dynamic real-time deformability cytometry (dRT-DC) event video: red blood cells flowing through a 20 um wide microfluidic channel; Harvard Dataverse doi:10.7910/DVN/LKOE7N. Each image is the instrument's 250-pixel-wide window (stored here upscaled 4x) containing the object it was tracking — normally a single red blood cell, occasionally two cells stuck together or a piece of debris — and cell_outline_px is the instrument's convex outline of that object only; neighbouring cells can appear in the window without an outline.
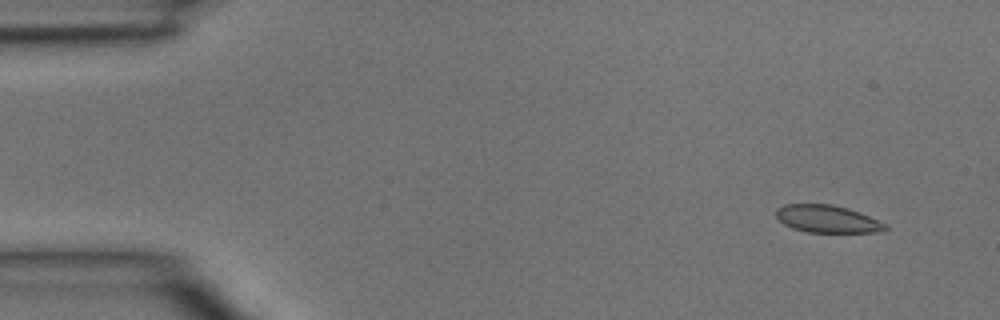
{"species": "common noctule bat (a hibernating species)", "species_latin": "Nyctalus noctula", "temperature_condition": "room temperature", "stored_images_in_passage": 5, "camera_frame_rate_fps": 3000, "um_per_image_px": 0.085, "animal": {"sex": "male", "body_mass_g": 15.6}, "frame": {"image": 1, "passage_image": 2, "time_ms": 0.333, "image_size_px": [1000, 320], "cell_outline_px": [[888, 228], [880, 232], [808, 232], [792, 228], [784, 224], [776, 216], [776, 208], [784, 204], [832, 204], [848, 208], [860, 212], [888, 224]], "centroid_in_image_um": [70.34, 18.6], "position_along_channel_um": 14.7, "area_um2": 17.57}}